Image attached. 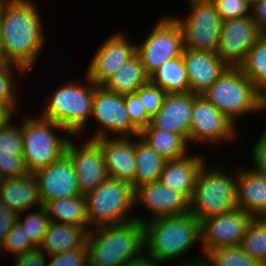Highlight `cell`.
Instances as JSON below:
<instances>
[{"label":"cell","instance_id":"f1b7e54d","mask_svg":"<svg viewBox=\"0 0 266 266\" xmlns=\"http://www.w3.org/2000/svg\"><path fill=\"white\" fill-rule=\"evenodd\" d=\"M135 157L134 189L147 183L158 182L166 160L146 144L139 135L135 136Z\"/></svg>","mask_w":266,"mask_h":266},{"label":"cell","instance_id":"ac0fdd59","mask_svg":"<svg viewBox=\"0 0 266 266\" xmlns=\"http://www.w3.org/2000/svg\"><path fill=\"white\" fill-rule=\"evenodd\" d=\"M38 180L42 203L81 195L77 187L74 164L65 154L58 161L33 173Z\"/></svg>","mask_w":266,"mask_h":266},{"label":"cell","instance_id":"d4e9b609","mask_svg":"<svg viewBox=\"0 0 266 266\" xmlns=\"http://www.w3.org/2000/svg\"><path fill=\"white\" fill-rule=\"evenodd\" d=\"M90 229L50 221L39 248L48 256L83 247Z\"/></svg>","mask_w":266,"mask_h":266},{"label":"cell","instance_id":"d6a6232c","mask_svg":"<svg viewBox=\"0 0 266 266\" xmlns=\"http://www.w3.org/2000/svg\"><path fill=\"white\" fill-rule=\"evenodd\" d=\"M17 73L19 77L28 74L20 66L4 62L0 63V102L9 105L16 113H18L17 110L19 108H23L20 106V87L19 89L16 87L18 84L22 85V83H19V80H17L19 79V77L17 78Z\"/></svg>","mask_w":266,"mask_h":266},{"label":"cell","instance_id":"1f68e13d","mask_svg":"<svg viewBox=\"0 0 266 266\" xmlns=\"http://www.w3.org/2000/svg\"><path fill=\"white\" fill-rule=\"evenodd\" d=\"M240 247L251 258L266 266V217L251 220Z\"/></svg>","mask_w":266,"mask_h":266},{"label":"cell","instance_id":"ffe728a7","mask_svg":"<svg viewBox=\"0 0 266 266\" xmlns=\"http://www.w3.org/2000/svg\"><path fill=\"white\" fill-rule=\"evenodd\" d=\"M110 178L128 182L134 188L136 172L135 137L98 138Z\"/></svg>","mask_w":266,"mask_h":266},{"label":"cell","instance_id":"cb8c5ba5","mask_svg":"<svg viewBox=\"0 0 266 266\" xmlns=\"http://www.w3.org/2000/svg\"><path fill=\"white\" fill-rule=\"evenodd\" d=\"M0 202L17 214L42 206L35 175L0 180Z\"/></svg>","mask_w":266,"mask_h":266},{"label":"cell","instance_id":"d590c367","mask_svg":"<svg viewBox=\"0 0 266 266\" xmlns=\"http://www.w3.org/2000/svg\"><path fill=\"white\" fill-rule=\"evenodd\" d=\"M34 248L36 246L27 237L23 227L16 222L6 236L4 245L0 249V255L6 257L9 253H12L13 257H15Z\"/></svg>","mask_w":266,"mask_h":266},{"label":"cell","instance_id":"7c38bea8","mask_svg":"<svg viewBox=\"0 0 266 266\" xmlns=\"http://www.w3.org/2000/svg\"><path fill=\"white\" fill-rule=\"evenodd\" d=\"M238 127L202 95L194 99L188 144L215 145L240 141ZM238 139V140H237ZM195 143V144H194ZM198 143V144H197Z\"/></svg>","mask_w":266,"mask_h":266},{"label":"cell","instance_id":"681fc988","mask_svg":"<svg viewBox=\"0 0 266 266\" xmlns=\"http://www.w3.org/2000/svg\"><path fill=\"white\" fill-rule=\"evenodd\" d=\"M174 264H175L174 266H208V264L206 263L204 259L200 261L188 263V264H176V263Z\"/></svg>","mask_w":266,"mask_h":266},{"label":"cell","instance_id":"9c48e42d","mask_svg":"<svg viewBox=\"0 0 266 266\" xmlns=\"http://www.w3.org/2000/svg\"><path fill=\"white\" fill-rule=\"evenodd\" d=\"M157 19L146 38L136 40V54L149 77L168 60L182 56L184 51L183 33L178 22L171 15Z\"/></svg>","mask_w":266,"mask_h":266},{"label":"cell","instance_id":"ab89813d","mask_svg":"<svg viewBox=\"0 0 266 266\" xmlns=\"http://www.w3.org/2000/svg\"><path fill=\"white\" fill-rule=\"evenodd\" d=\"M217 12L223 21L250 16L251 4L248 0H214Z\"/></svg>","mask_w":266,"mask_h":266},{"label":"cell","instance_id":"6da1fadb","mask_svg":"<svg viewBox=\"0 0 266 266\" xmlns=\"http://www.w3.org/2000/svg\"><path fill=\"white\" fill-rule=\"evenodd\" d=\"M39 10L34 0H0L1 62L35 69L48 39Z\"/></svg>","mask_w":266,"mask_h":266},{"label":"cell","instance_id":"b9f144b4","mask_svg":"<svg viewBox=\"0 0 266 266\" xmlns=\"http://www.w3.org/2000/svg\"><path fill=\"white\" fill-rule=\"evenodd\" d=\"M124 101L129 119L139 131L151 123V118L136 93L124 95Z\"/></svg>","mask_w":266,"mask_h":266},{"label":"cell","instance_id":"4dcf8cb0","mask_svg":"<svg viewBox=\"0 0 266 266\" xmlns=\"http://www.w3.org/2000/svg\"><path fill=\"white\" fill-rule=\"evenodd\" d=\"M243 73L254 83L256 89L266 94V35L263 34L250 48L240 66Z\"/></svg>","mask_w":266,"mask_h":266},{"label":"cell","instance_id":"484cf974","mask_svg":"<svg viewBox=\"0 0 266 266\" xmlns=\"http://www.w3.org/2000/svg\"><path fill=\"white\" fill-rule=\"evenodd\" d=\"M139 137L165 160L179 159L190 153V144L180 134L154 128L151 124L140 131Z\"/></svg>","mask_w":266,"mask_h":266},{"label":"cell","instance_id":"52a82bcc","mask_svg":"<svg viewBox=\"0 0 266 266\" xmlns=\"http://www.w3.org/2000/svg\"><path fill=\"white\" fill-rule=\"evenodd\" d=\"M36 115L25 114L21 122L23 158L29 173L58 161L66 154L73 135L57 123ZM61 135H60V134ZM63 134V135H62Z\"/></svg>","mask_w":266,"mask_h":266},{"label":"cell","instance_id":"4fadbf2b","mask_svg":"<svg viewBox=\"0 0 266 266\" xmlns=\"http://www.w3.org/2000/svg\"><path fill=\"white\" fill-rule=\"evenodd\" d=\"M127 32L117 31L97 47L85 74L96 86H102L126 62L136 55V41ZM133 40V41H132Z\"/></svg>","mask_w":266,"mask_h":266},{"label":"cell","instance_id":"ee69618b","mask_svg":"<svg viewBox=\"0 0 266 266\" xmlns=\"http://www.w3.org/2000/svg\"><path fill=\"white\" fill-rule=\"evenodd\" d=\"M14 266H47L48 255L39 247L13 257Z\"/></svg>","mask_w":266,"mask_h":266},{"label":"cell","instance_id":"7a4b0ae2","mask_svg":"<svg viewBox=\"0 0 266 266\" xmlns=\"http://www.w3.org/2000/svg\"><path fill=\"white\" fill-rule=\"evenodd\" d=\"M143 226L144 257L157 265L165 266L174 261L188 264L204 259L202 252L194 258H186L197 243L201 244V223L190 212L154 218L144 222Z\"/></svg>","mask_w":266,"mask_h":266},{"label":"cell","instance_id":"f6af8a7d","mask_svg":"<svg viewBox=\"0 0 266 266\" xmlns=\"http://www.w3.org/2000/svg\"><path fill=\"white\" fill-rule=\"evenodd\" d=\"M18 214L0 202V249L11 228L17 222Z\"/></svg>","mask_w":266,"mask_h":266},{"label":"cell","instance_id":"f35d334b","mask_svg":"<svg viewBox=\"0 0 266 266\" xmlns=\"http://www.w3.org/2000/svg\"><path fill=\"white\" fill-rule=\"evenodd\" d=\"M29 174L22 154L0 153V180Z\"/></svg>","mask_w":266,"mask_h":266},{"label":"cell","instance_id":"74e56055","mask_svg":"<svg viewBox=\"0 0 266 266\" xmlns=\"http://www.w3.org/2000/svg\"><path fill=\"white\" fill-rule=\"evenodd\" d=\"M135 93L139 96L141 104L150 118L161 108L167 94L161 87L152 84L150 81L141 86Z\"/></svg>","mask_w":266,"mask_h":266},{"label":"cell","instance_id":"8d00e7d4","mask_svg":"<svg viewBox=\"0 0 266 266\" xmlns=\"http://www.w3.org/2000/svg\"><path fill=\"white\" fill-rule=\"evenodd\" d=\"M0 153L23 154L21 124L15 120L0 128Z\"/></svg>","mask_w":266,"mask_h":266},{"label":"cell","instance_id":"44dd1931","mask_svg":"<svg viewBox=\"0 0 266 266\" xmlns=\"http://www.w3.org/2000/svg\"><path fill=\"white\" fill-rule=\"evenodd\" d=\"M182 58L189 80V92L202 95L228 66L215 52L184 49Z\"/></svg>","mask_w":266,"mask_h":266},{"label":"cell","instance_id":"4316f807","mask_svg":"<svg viewBox=\"0 0 266 266\" xmlns=\"http://www.w3.org/2000/svg\"><path fill=\"white\" fill-rule=\"evenodd\" d=\"M149 81L150 77L145 72L142 60L136 54L102 86L113 93L127 95L135 93Z\"/></svg>","mask_w":266,"mask_h":266},{"label":"cell","instance_id":"e0dca14e","mask_svg":"<svg viewBox=\"0 0 266 266\" xmlns=\"http://www.w3.org/2000/svg\"><path fill=\"white\" fill-rule=\"evenodd\" d=\"M138 207L149 213L147 217L142 215V212L140 215L135 212L136 219L144 223L154 218L188 213L190 200L183 193L172 190L158 181L135 189V209Z\"/></svg>","mask_w":266,"mask_h":266},{"label":"cell","instance_id":"3957f363","mask_svg":"<svg viewBox=\"0 0 266 266\" xmlns=\"http://www.w3.org/2000/svg\"><path fill=\"white\" fill-rule=\"evenodd\" d=\"M88 266H125L144 258V226L137 219L92 228L87 237Z\"/></svg>","mask_w":266,"mask_h":266},{"label":"cell","instance_id":"7bdbcfd3","mask_svg":"<svg viewBox=\"0 0 266 266\" xmlns=\"http://www.w3.org/2000/svg\"><path fill=\"white\" fill-rule=\"evenodd\" d=\"M251 147L249 151L251 167L266 176V130L256 138Z\"/></svg>","mask_w":266,"mask_h":266},{"label":"cell","instance_id":"60d3db41","mask_svg":"<svg viewBox=\"0 0 266 266\" xmlns=\"http://www.w3.org/2000/svg\"><path fill=\"white\" fill-rule=\"evenodd\" d=\"M48 257L47 266H88V249L86 244L83 247L49 255Z\"/></svg>","mask_w":266,"mask_h":266},{"label":"cell","instance_id":"f546056e","mask_svg":"<svg viewBox=\"0 0 266 266\" xmlns=\"http://www.w3.org/2000/svg\"><path fill=\"white\" fill-rule=\"evenodd\" d=\"M150 82L166 93L189 92V80L182 56L165 62L150 76Z\"/></svg>","mask_w":266,"mask_h":266},{"label":"cell","instance_id":"f907efd6","mask_svg":"<svg viewBox=\"0 0 266 266\" xmlns=\"http://www.w3.org/2000/svg\"><path fill=\"white\" fill-rule=\"evenodd\" d=\"M214 0H186L187 5L196 4V3H213Z\"/></svg>","mask_w":266,"mask_h":266},{"label":"cell","instance_id":"816d5d0a","mask_svg":"<svg viewBox=\"0 0 266 266\" xmlns=\"http://www.w3.org/2000/svg\"><path fill=\"white\" fill-rule=\"evenodd\" d=\"M263 112H266V94L263 95Z\"/></svg>","mask_w":266,"mask_h":266},{"label":"cell","instance_id":"83f0119b","mask_svg":"<svg viewBox=\"0 0 266 266\" xmlns=\"http://www.w3.org/2000/svg\"><path fill=\"white\" fill-rule=\"evenodd\" d=\"M50 221L89 228L85 195L55 199L43 204Z\"/></svg>","mask_w":266,"mask_h":266},{"label":"cell","instance_id":"bcb514c9","mask_svg":"<svg viewBox=\"0 0 266 266\" xmlns=\"http://www.w3.org/2000/svg\"><path fill=\"white\" fill-rule=\"evenodd\" d=\"M250 16L257 23L258 27L266 31V0L255 2L251 5Z\"/></svg>","mask_w":266,"mask_h":266},{"label":"cell","instance_id":"277c9868","mask_svg":"<svg viewBox=\"0 0 266 266\" xmlns=\"http://www.w3.org/2000/svg\"><path fill=\"white\" fill-rule=\"evenodd\" d=\"M228 161L219 165L215 161L205 162L197 175L190 213L200 223L237 208V164L229 169L230 159Z\"/></svg>","mask_w":266,"mask_h":266},{"label":"cell","instance_id":"603a6c76","mask_svg":"<svg viewBox=\"0 0 266 266\" xmlns=\"http://www.w3.org/2000/svg\"><path fill=\"white\" fill-rule=\"evenodd\" d=\"M207 159L198 153H188L186 156L166 160L164 162L159 182L172 190L183 193L191 199L197 175Z\"/></svg>","mask_w":266,"mask_h":266},{"label":"cell","instance_id":"5bb4252c","mask_svg":"<svg viewBox=\"0 0 266 266\" xmlns=\"http://www.w3.org/2000/svg\"><path fill=\"white\" fill-rule=\"evenodd\" d=\"M253 217L240 208L221 215L209 217L201 222V249L204 257L212 250L239 246Z\"/></svg>","mask_w":266,"mask_h":266},{"label":"cell","instance_id":"2e32d148","mask_svg":"<svg viewBox=\"0 0 266 266\" xmlns=\"http://www.w3.org/2000/svg\"><path fill=\"white\" fill-rule=\"evenodd\" d=\"M263 34L251 16L222 21L215 53L228 67H240L250 48Z\"/></svg>","mask_w":266,"mask_h":266},{"label":"cell","instance_id":"7dc6e473","mask_svg":"<svg viewBox=\"0 0 266 266\" xmlns=\"http://www.w3.org/2000/svg\"><path fill=\"white\" fill-rule=\"evenodd\" d=\"M16 115L18 114L9 105L4 102H0V128L14 120Z\"/></svg>","mask_w":266,"mask_h":266},{"label":"cell","instance_id":"836d02e7","mask_svg":"<svg viewBox=\"0 0 266 266\" xmlns=\"http://www.w3.org/2000/svg\"><path fill=\"white\" fill-rule=\"evenodd\" d=\"M17 222L23 227L30 241L36 247H39L50 223V218L44 206L42 205L37 207V209H29L18 214Z\"/></svg>","mask_w":266,"mask_h":266},{"label":"cell","instance_id":"f5cc1de1","mask_svg":"<svg viewBox=\"0 0 266 266\" xmlns=\"http://www.w3.org/2000/svg\"><path fill=\"white\" fill-rule=\"evenodd\" d=\"M258 1H261V0H248V2L252 5L253 3L255 2H258Z\"/></svg>","mask_w":266,"mask_h":266},{"label":"cell","instance_id":"5b68a950","mask_svg":"<svg viewBox=\"0 0 266 266\" xmlns=\"http://www.w3.org/2000/svg\"><path fill=\"white\" fill-rule=\"evenodd\" d=\"M84 79V80H83ZM95 84L87 75L82 80L64 82L49 92L44 100L40 116L57 123L68 130L73 136L83 135L88 131V123L92 116ZM86 130V131H85Z\"/></svg>","mask_w":266,"mask_h":266},{"label":"cell","instance_id":"d6986e66","mask_svg":"<svg viewBox=\"0 0 266 266\" xmlns=\"http://www.w3.org/2000/svg\"><path fill=\"white\" fill-rule=\"evenodd\" d=\"M197 96L191 92L167 93L161 108L151 118L150 124L154 128L180 134L188 142L191 112Z\"/></svg>","mask_w":266,"mask_h":266},{"label":"cell","instance_id":"8992f818","mask_svg":"<svg viewBox=\"0 0 266 266\" xmlns=\"http://www.w3.org/2000/svg\"><path fill=\"white\" fill-rule=\"evenodd\" d=\"M202 96L238 128L241 117L263 113V95L240 67H228Z\"/></svg>","mask_w":266,"mask_h":266},{"label":"cell","instance_id":"ba28073f","mask_svg":"<svg viewBox=\"0 0 266 266\" xmlns=\"http://www.w3.org/2000/svg\"><path fill=\"white\" fill-rule=\"evenodd\" d=\"M85 197L90 230L136 219L135 189L128 182L108 177Z\"/></svg>","mask_w":266,"mask_h":266},{"label":"cell","instance_id":"30bf717a","mask_svg":"<svg viewBox=\"0 0 266 266\" xmlns=\"http://www.w3.org/2000/svg\"><path fill=\"white\" fill-rule=\"evenodd\" d=\"M93 120L97 127L92 130L94 133L84 136L85 139L135 137L140 133L129 119L124 95L108 91L103 86H95L91 124Z\"/></svg>","mask_w":266,"mask_h":266},{"label":"cell","instance_id":"8fae6325","mask_svg":"<svg viewBox=\"0 0 266 266\" xmlns=\"http://www.w3.org/2000/svg\"><path fill=\"white\" fill-rule=\"evenodd\" d=\"M183 16L170 14L180 25L184 49L216 52L222 30V19L214 3L186 5Z\"/></svg>","mask_w":266,"mask_h":266},{"label":"cell","instance_id":"7402d4cb","mask_svg":"<svg viewBox=\"0 0 266 266\" xmlns=\"http://www.w3.org/2000/svg\"><path fill=\"white\" fill-rule=\"evenodd\" d=\"M244 163L240 158L237 164V208L253 218L266 217V176Z\"/></svg>","mask_w":266,"mask_h":266},{"label":"cell","instance_id":"c3c4849f","mask_svg":"<svg viewBox=\"0 0 266 266\" xmlns=\"http://www.w3.org/2000/svg\"><path fill=\"white\" fill-rule=\"evenodd\" d=\"M125 266H159V265L154 263L152 260L144 257L134 263H131Z\"/></svg>","mask_w":266,"mask_h":266},{"label":"cell","instance_id":"e575fe53","mask_svg":"<svg viewBox=\"0 0 266 266\" xmlns=\"http://www.w3.org/2000/svg\"><path fill=\"white\" fill-rule=\"evenodd\" d=\"M204 260L208 266H264L247 255L239 246H230L210 251Z\"/></svg>","mask_w":266,"mask_h":266},{"label":"cell","instance_id":"9a60e30c","mask_svg":"<svg viewBox=\"0 0 266 266\" xmlns=\"http://www.w3.org/2000/svg\"><path fill=\"white\" fill-rule=\"evenodd\" d=\"M66 154L74 164L77 187L81 195L93 191L109 177L102 149L95 140L73 136L68 143Z\"/></svg>","mask_w":266,"mask_h":266}]
</instances>
